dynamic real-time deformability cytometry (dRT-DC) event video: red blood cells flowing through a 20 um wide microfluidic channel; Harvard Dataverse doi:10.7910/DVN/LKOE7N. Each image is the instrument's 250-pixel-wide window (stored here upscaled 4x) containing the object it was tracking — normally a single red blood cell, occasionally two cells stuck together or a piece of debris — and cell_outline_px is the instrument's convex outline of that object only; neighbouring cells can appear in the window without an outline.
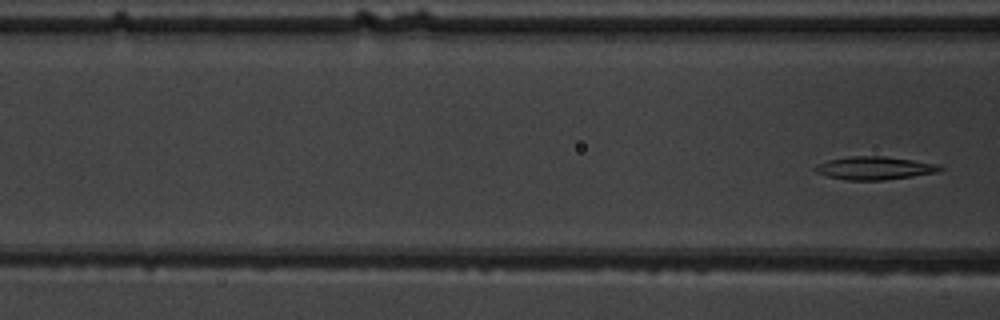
{"species": "common noctule bat (a hibernating species)", "species_latin": "Nyctalus noctula", "temperature_condition": "warm", "stored_images_in_passage": 8, "camera_frame_rate_fps": 3000, "um_per_image_px": 0.085, "animal": {"sex": "male", "body_mass_g": 19.5, "forearm_length_mm": 54.6}, "frame": {"image": 1, "passage_image": 8, "time_ms": 9.0, "image_size_px": [1000, 320], "cell_outline_px": [[944, 168], [940, 172], [884, 180], [844, 180], [828, 176], [816, 172], [812, 168], [816, 164], [828, 160], [848, 156], [884, 156], [940, 164]], "centroid_in_image_um": [74.34, 14.28], "position_along_channel_um": 92.3, "area_um2": 16.94}}